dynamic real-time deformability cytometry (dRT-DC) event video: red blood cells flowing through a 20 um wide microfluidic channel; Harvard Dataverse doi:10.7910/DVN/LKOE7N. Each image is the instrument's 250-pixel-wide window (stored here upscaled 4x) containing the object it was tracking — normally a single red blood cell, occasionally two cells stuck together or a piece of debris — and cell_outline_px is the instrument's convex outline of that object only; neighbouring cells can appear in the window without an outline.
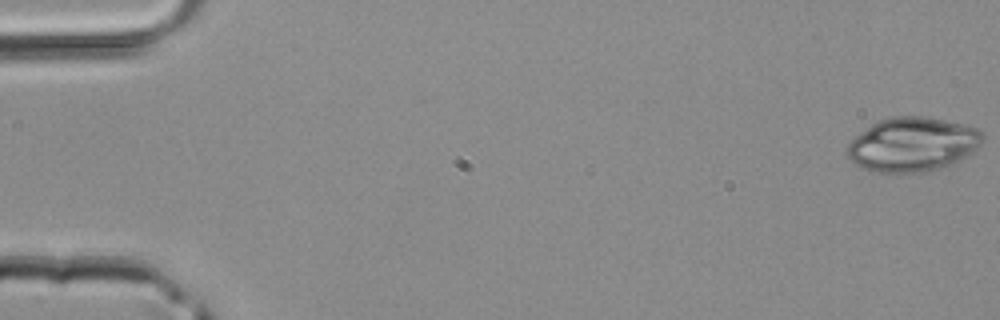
{"species": "common noctule bat (a hibernating species)", "species_latin": "Nyctalus noctula", "temperature_condition": "room temperature", "stored_images_in_passage": 44, "camera_frame_rate_fps": 3000, "um_per_image_px": 0.085, "animal": {"sex": "male", "body_mass_g": 20.4}, "frame": {"image": 1, "passage_image": 1, "time_ms": 0.0, "image_size_px": [1000, 320], "cell_outline_px": [[984, 140], [972, 152], [948, 168], [924, 172], [876, 172], [864, 168], [856, 164], [848, 156], [848, 144], [860, 132], [872, 124], [880, 120], [892, 116], [924, 116], [964, 124], [976, 128], [984, 132]], "centroid_in_image_um": [77.62, 12.28], "position_along_channel_um": 7.4, "area_um2": 42.83}}
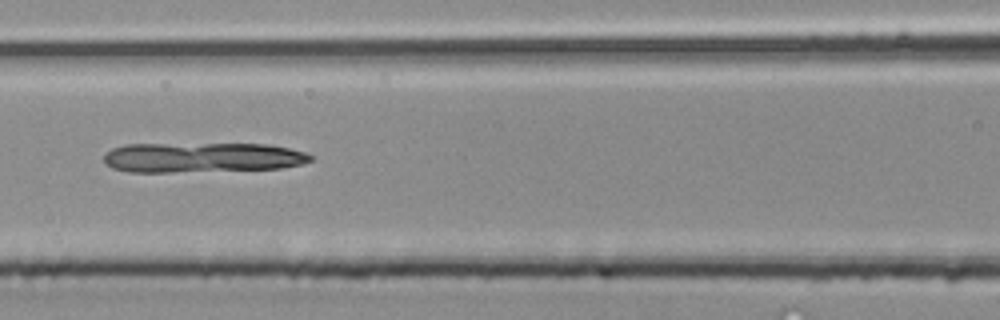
{"frame": {"image": 2, "passage_image": 20, "time_ms": 6.333, "image_size_px": [1000, 320], "cell_outline_px": [[312, 160], [300, 164], [280, 168], [172, 172], [128, 172], [112, 168], [104, 164], [104, 156], [112, 148], [124, 144], [268, 144], [288, 148], [304, 152], [312, 156]], "centroid_in_image_um": [17.12, 13.38], "position_along_channel_um": 149.5, "area_um2": 36.01}}
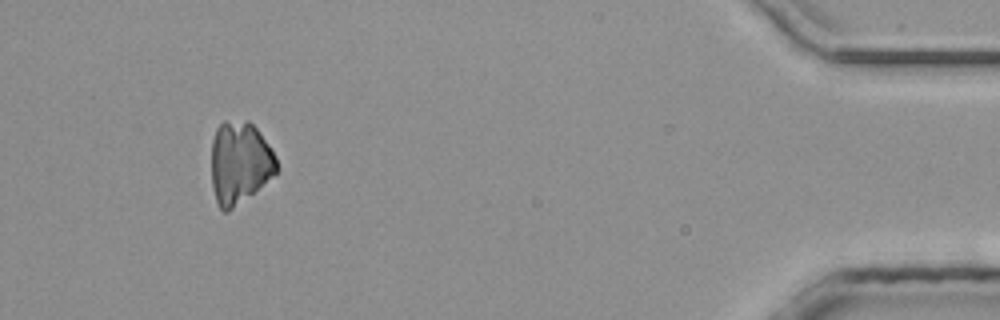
{"frame": {"image": 3, "passage_image": 41, "time_ms": 13.333, "image_size_px": [1000, 320], "cell_outline_px": [[280, 168], [276, 172], [228, 212], [224, 212], [216, 204], [212, 184], [212, 140], [216, 128], [224, 120], [248, 120], [256, 128], [268, 144], [276, 156]], "centroid_in_image_um": [20.35, 13.8], "position_along_channel_um": 414.8, "area_um2": 31.1}}